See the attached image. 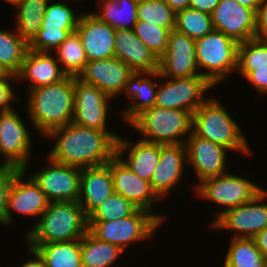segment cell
Returning a JSON list of instances; mask_svg holds the SVG:
<instances>
[{
    "instance_id": "obj_1",
    "label": "cell",
    "mask_w": 267,
    "mask_h": 267,
    "mask_svg": "<svg viewBox=\"0 0 267 267\" xmlns=\"http://www.w3.org/2000/svg\"><path fill=\"white\" fill-rule=\"evenodd\" d=\"M45 137L54 146L46 153L53 161L79 168L107 164L116 155V131H102L70 122Z\"/></svg>"
},
{
    "instance_id": "obj_2",
    "label": "cell",
    "mask_w": 267,
    "mask_h": 267,
    "mask_svg": "<svg viewBox=\"0 0 267 267\" xmlns=\"http://www.w3.org/2000/svg\"><path fill=\"white\" fill-rule=\"evenodd\" d=\"M29 124L44 138L51 130L72 122L74 116V76L27 91Z\"/></svg>"
},
{
    "instance_id": "obj_3",
    "label": "cell",
    "mask_w": 267,
    "mask_h": 267,
    "mask_svg": "<svg viewBox=\"0 0 267 267\" xmlns=\"http://www.w3.org/2000/svg\"><path fill=\"white\" fill-rule=\"evenodd\" d=\"M25 235V245L35 249L40 244L81 240L87 233V216L78 201L50 202Z\"/></svg>"
},
{
    "instance_id": "obj_4",
    "label": "cell",
    "mask_w": 267,
    "mask_h": 267,
    "mask_svg": "<svg viewBox=\"0 0 267 267\" xmlns=\"http://www.w3.org/2000/svg\"><path fill=\"white\" fill-rule=\"evenodd\" d=\"M227 109L219 97H209L193 113L192 132L230 151L250 156L251 144Z\"/></svg>"
},
{
    "instance_id": "obj_5",
    "label": "cell",
    "mask_w": 267,
    "mask_h": 267,
    "mask_svg": "<svg viewBox=\"0 0 267 267\" xmlns=\"http://www.w3.org/2000/svg\"><path fill=\"white\" fill-rule=\"evenodd\" d=\"M192 124V112L152 106L142 110L127 126L135 129L141 140L168 145L185 144Z\"/></svg>"
},
{
    "instance_id": "obj_6",
    "label": "cell",
    "mask_w": 267,
    "mask_h": 267,
    "mask_svg": "<svg viewBox=\"0 0 267 267\" xmlns=\"http://www.w3.org/2000/svg\"><path fill=\"white\" fill-rule=\"evenodd\" d=\"M238 45L237 41L218 30L196 39L195 53L200 75L215 87L232 77L231 74L237 70Z\"/></svg>"
},
{
    "instance_id": "obj_7",
    "label": "cell",
    "mask_w": 267,
    "mask_h": 267,
    "mask_svg": "<svg viewBox=\"0 0 267 267\" xmlns=\"http://www.w3.org/2000/svg\"><path fill=\"white\" fill-rule=\"evenodd\" d=\"M224 173L223 175L202 180L194 187V194L203 200L214 203L221 209L216 211L210 226L227 210L251 201L264 187L253 182L252 179L236 175V173ZM251 180V181H250Z\"/></svg>"
},
{
    "instance_id": "obj_8",
    "label": "cell",
    "mask_w": 267,
    "mask_h": 267,
    "mask_svg": "<svg viewBox=\"0 0 267 267\" xmlns=\"http://www.w3.org/2000/svg\"><path fill=\"white\" fill-rule=\"evenodd\" d=\"M88 230L98 239L128 252L138 241L154 238L162 223L149 211L138 209L133 215L107 222H87Z\"/></svg>"
},
{
    "instance_id": "obj_9",
    "label": "cell",
    "mask_w": 267,
    "mask_h": 267,
    "mask_svg": "<svg viewBox=\"0 0 267 267\" xmlns=\"http://www.w3.org/2000/svg\"><path fill=\"white\" fill-rule=\"evenodd\" d=\"M215 88L202 75L189 78H165L160 75L154 106L194 113L210 97L205 98V94L207 95L210 89L214 90Z\"/></svg>"
},
{
    "instance_id": "obj_10",
    "label": "cell",
    "mask_w": 267,
    "mask_h": 267,
    "mask_svg": "<svg viewBox=\"0 0 267 267\" xmlns=\"http://www.w3.org/2000/svg\"><path fill=\"white\" fill-rule=\"evenodd\" d=\"M16 111L0 112V158L6 165L28 172L33 142L21 113Z\"/></svg>"
},
{
    "instance_id": "obj_11",
    "label": "cell",
    "mask_w": 267,
    "mask_h": 267,
    "mask_svg": "<svg viewBox=\"0 0 267 267\" xmlns=\"http://www.w3.org/2000/svg\"><path fill=\"white\" fill-rule=\"evenodd\" d=\"M210 227L233 232L231 238H253L267 227V189L251 201L227 210Z\"/></svg>"
},
{
    "instance_id": "obj_12",
    "label": "cell",
    "mask_w": 267,
    "mask_h": 267,
    "mask_svg": "<svg viewBox=\"0 0 267 267\" xmlns=\"http://www.w3.org/2000/svg\"><path fill=\"white\" fill-rule=\"evenodd\" d=\"M81 11L77 12L64 0H50L46 8L41 29L29 49L41 52H53L77 28Z\"/></svg>"
},
{
    "instance_id": "obj_13",
    "label": "cell",
    "mask_w": 267,
    "mask_h": 267,
    "mask_svg": "<svg viewBox=\"0 0 267 267\" xmlns=\"http://www.w3.org/2000/svg\"><path fill=\"white\" fill-rule=\"evenodd\" d=\"M46 160L45 167L29 176L50 202L78 201L82 168L55 162L48 156Z\"/></svg>"
},
{
    "instance_id": "obj_14",
    "label": "cell",
    "mask_w": 267,
    "mask_h": 267,
    "mask_svg": "<svg viewBox=\"0 0 267 267\" xmlns=\"http://www.w3.org/2000/svg\"><path fill=\"white\" fill-rule=\"evenodd\" d=\"M74 116L72 122L82 127L93 128L102 131L109 130L108 119L111 114V102L109 95L93 85H88L74 76Z\"/></svg>"
},
{
    "instance_id": "obj_15",
    "label": "cell",
    "mask_w": 267,
    "mask_h": 267,
    "mask_svg": "<svg viewBox=\"0 0 267 267\" xmlns=\"http://www.w3.org/2000/svg\"><path fill=\"white\" fill-rule=\"evenodd\" d=\"M185 146L187 151V167L189 165V167H192L190 169L194 171L198 179L197 183L192 184V190L206 178L223 175L231 171L229 170L231 169L229 168V163L227 164L230 150L224 146L200 138L193 132L186 139Z\"/></svg>"
},
{
    "instance_id": "obj_16",
    "label": "cell",
    "mask_w": 267,
    "mask_h": 267,
    "mask_svg": "<svg viewBox=\"0 0 267 267\" xmlns=\"http://www.w3.org/2000/svg\"><path fill=\"white\" fill-rule=\"evenodd\" d=\"M110 171L115 193L128 199L139 209L149 211L162 224L166 222L167 215L157 213L154 208L155 202L162 200L152 190L150 181L134 174L117 155L110 160Z\"/></svg>"
},
{
    "instance_id": "obj_17",
    "label": "cell",
    "mask_w": 267,
    "mask_h": 267,
    "mask_svg": "<svg viewBox=\"0 0 267 267\" xmlns=\"http://www.w3.org/2000/svg\"><path fill=\"white\" fill-rule=\"evenodd\" d=\"M26 176L27 173L21 169L12 180L7 195L4 227L13 224L12 222L15 219L13 216L14 213L30 218H39L49 206L50 201L43 191L30 176L27 179Z\"/></svg>"
},
{
    "instance_id": "obj_18",
    "label": "cell",
    "mask_w": 267,
    "mask_h": 267,
    "mask_svg": "<svg viewBox=\"0 0 267 267\" xmlns=\"http://www.w3.org/2000/svg\"><path fill=\"white\" fill-rule=\"evenodd\" d=\"M133 70L122 60L111 57L88 61L77 79L85 84L93 85L116 100L122 96Z\"/></svg>"
},
{
    "instance_id": "obj_19",
    "label": "cell",
    "mask_w": 267,
    "mask_h": 267,
    "mask_svg": "<svg viewBox=\"0 0 267 267\" xmlns=\"http://www.w3.org/2000/svg\"><path fill=\"white\" fill-rule=\"evenodd\" d=\"M159 72L165 78H189L200 75L195 40L173 29L165 53L159 58Z\"/></svg>"
},
{
    "instance_id": "obj_20",
    "label": "cell",
    "mask_w": 267,
    "mask_h": 267,
    "mask_svg": "<svg viewBox=\"0 0 267 267\" xmlns=\"http://www.w3.org/2000/svg\"><path fill=\"white\" fill-rule=\"evenodd\" d=\"M211 18L214 30L226 34L238 43L255 38L256 11L235 0H219Z\"/></svg>"
},
{
    "instance_id": "obj_21",
    "label": "cell",
    "mask_w": 267,
    "mask_h": 267,
    "mask_svg": "<svg viewBox=\"0 0 267 267\" xmlns=\"http://www.w3.org/2000/svg\"><path fill=\"white\" fill-rule=\"evenodd\" d=\"M185 144L161 145L157 167L151 176L150 184L155 194L162 200L183 183L187 169ZM178 185V186H177ZM174 188V189H173Z\"/></svg>"
},
{
    "instance_id": "obj_22",
    "label": "cell",
    "mask_w": 267,
    "mask_h": 267,
    "mask_svg": "<svg viewBox=\"0 0 267 267\" xmlns=\"http://www.w3.org/2000/svg\"><path fill=\"white\" fill-rule=\"evenodd\" d=\"M81 40L88 61L115 56V32L91 11H83L75 31Z\"/></svg>"
},
{
    "instance_id": "obj_23",
    "label": "cell",
    "mask_w": 267,
    "mask_h": 267,
    "mask_svg": "<svg viewBox=\"0 0 267 267\" xmlns=\"http://www.w3.org/2000/svg\"><path fill=\"white\" fill-rule=\"evenodd\" d=\"M16 76L17 84L28 81L29 90L60 82L67 74L62 70L53 52L28 49L21 70Z\"/></svg>"
},
{
    "instance_id": "obj_24",
    "label": "cell",
    "mask_w": 267,
    "mask_h": 267,
    "mask_svg": "<svg viewBox=\"0 0 267 267\" xmlns=\"http://www.w3.org/2000/svg\"><path fill=\"white\" fill-rule=\"evenodd\" d=\"M119 137L116 155L141 179L150 181L161 154V145L144 140Z\"/></svg>"
},
{
    "instance_id": "obj_25",
    "label": "cell",
    "mask_w": 267,
    "mask_h": 267,
    "mask_svg": "<svg viewBox=\"0 0 267 267\" xmlns=\"http://www.w3.org/2000/svg\"><path fill=\"white\" fill-rule=\"evenodd\" d=\"M113 193L110 161L104 165L82 168L78 202L86 216Z\"/></svg>"
},
{
    "instance_id": "obj_26",
    "label": "cell",
    "mask_w": 267,
    "mask_h": 267,
    "mask_svg": "<svg viewBox=\"0 0 267 267\" xmlns=\"http://www.w3.org/2000/svg\"><path fill=\"white\" fill-rule=\"evenodd\" d=\"M159 76V71L152 73L133 72L122 93L127 99H130L129 101H132L128 107L126 105L120 109L121 112L118 114L122 121L128 124L142 110L155 105Z\"/></svg>"
},
{
    "instance_id": "obj_27",
    "label": "cell",
    "mask_w": 267,
    "mask_h": 267,
    "mask_svg": "<svg viewBox=\"0 0 267 267\" xmlns=\"http://www.w3.org/2000/svg\"><path fill=\"white\" fill-rule=\"evenodd\" d=\"M115 56L134 72L159 71V59L136 36L134 30L119 29L115 32Z\"/></svg>"
},
{
    "instance_id": "obj_28",
    "label": "cell",
    "mask_w": 267,
    "mask_h": 267,
    "mask_svg": "<svg viewBox=\"0 0 267 267\" xmlns=\"http://www.w3.org/2000/svg\"><path fill=\"white\" fill-rule=\"evenodd\" d=\"M49 2L50 0H19L12 5L17 13L13 19L14 31L28 44L38 35Z\"/></svg>"
},
{
    "instance_id": "obj_29",
    "label": "cell",
    "mask_w": 267,
    "mask_h": 267,
    "mask_svg": "<svg viewBox=\"0 0 267 267\" xmlns=\"http://www.w3.org/2000/svg\"><path fill=\"white\" fill-rule=\"evenodd\" d=\"M99 1V2H98ZM92 13L115 30H134L137 23L138 0H96Z\"/></svg>"
},
{
    "instance_id": "obj_30",
    "label": "cell",
    "mask_w": 267,
    "mask_h": 267,
    "mask_svg": "<svg viewBox=\"0 0 267 267\" xmlns=\"http://www.w3.org/2000/svg\"><path fill=\"white\" fill-rule=\"evenodd\" d=\"M124 253L120 247L101 241L89 230L81 238L82 267H114Z\"/></svg>"
},
{
    "instance_id": "obj_31",
    "label": "cell",
    "mask_w": 267,
    "mask_h": 267,
    "mask_svg": "<svg viewBox=\"0 0 267 267\" xmlns=\"http://www.w3.org/2000/svg\"><path fill=\"white\" fill-rule=\"evenodd\" d=\"M35 250L45 267H82L81 240L40 244Z\"/></svg>"
},
{
    "instance_id": "obj_32",
    "label": "cell",
    "mask_w": 267,
    "mask_h": 267,
    "mask_svg": "<svg viewBox=\"0 0 267 267\" xmlns=\"http://www.w3.org/2000/svg\"><path fill=\"white\" fill-rule=\"evenodd\" d=\"M223 267H267V259L253 238H230Z\"/></svg>"
},
{
    "instance_id": "obj_33",
    "label": "cell",
    "mask_w": 267,
    "mask_h": 267,
    "mask_svg": "<svg viewBox=\"0 0 267 267\" xmlns=\"http://www.w3.org/2000/svg\"><path fill=\"white\" fill-rule=\"evenodd\" d=\"M29 44L15 31L0 28V64L17 75L22 67Z\"/></svg>"
},
{
    "instance_id": "obj_34",
    "label": "cell",
    "mask_w": 267,
    "mask_h": 267,
    "mask_svg": "<svg viewBox=\"0 0 267 267\" xmlns=\"http://www.w3.org/2000/svg\"><path fill=\"white\" fill-rule=\"evenodd\" d=\"M62 70L68 76H78L88 62L79 35L74 32L54 51Z\"/></svg>"
},
{
    "instance_id": "obj_35",
    "label": "cell",
    "mask_w": 267,
    "mask_h": 267,
    "mask_svg": "<svg viewBox=\"0 0 267 267\" xmlns=\"http://www.w3.org/2000/svg\"><path fill=\"white\" fill-rule=\"evenodd\" d=\"M174 29L191 39H199L214 30L211 14L192 8L175 13Z\"/></svg>"
},
{
    "instance_id": "obj_36",
    "label": "cell",
    "mask_w": 267,
    "mask_h": 267,
    "mask_svg": "<svg viewBox=\"0 0 267 267\" xmlns=\"http://www.w3.org/2000/svg\"><path fill=\"white\" fill-rule=\"evenodd\" d=\"M267 67V40L252 38L238 45L236 73L243 78L252 70Z\"/></svg>"
},
{
    "instance_id": "obj_37",
    "label": "cell",
    "mask_w": 267,
    "mask_h": 267,
    "mask_svg": "<svg viewBox=\"0 0 267 267\" xmlns=\"http://www.w3.org/2000/svg\"><path fill=\"white\" fill-rule=\"evenodd\" d=\"M138 209L131 201L114 192L87 216V222L121 219L133 215Z\"/></svg>"
},
{
    "instance_id": "obj_38",
    "label": "cell",
    "mask_w": 267,
    "mask_h": 267,
    "mask_svg": "<svg viewBox=\"0 0 267 267\" xmlns=\"http://www.w3.org/2000/svg\"><path fill=\"white\" fill-rule=\"evenodd\" d=\"M137 20L171 31L175 26V12L164 0H138Z\"/></svg>"
},
{
    "instance_id": "obj_39",
    "label": "cell",
    "mask_w": 267,
    "mask_h": 267,
    "mask_svg": "<svg viewBox=\"0 0 267 267\" xmlns=\"http://www.w3.org/2000/svg\"><path fill=\"white\" fill-rule=\"evenodd\" d=\"M134 32L158 59L165 53L170 33L168 29L158 27L146 21H137Z\"/></svg>"
},
{
    "instance_id": "obj_40",
    "label": "cell",
    "mask_w": 267,
    "mask_h": 267,
    "mask_svg": "<svg viewBox=\"0 0 267 267\" xmlns=\"http://www.w3.org/2000/svg\"><path fill=\"white\" fill-rule=\"evenodd\" d=\"M11 81H15L14 83L16 84L17 76L12 73H8L5 76H0V112H6L14 109L13 103L19 100L14 89L15 84L13 82L11 83Z\"/></svg>"
},
{
    "instance_id": "obj_41",
    "label": "cell",
    "mask_w": 267,
    "mask_h": 267,
    "mask_svg": "<svg viewBox=\"0 0 267 267\" xmlns=\"http://www.w3.org/2000/svg\"><path fill=\"white\" fill-rule=\"evenodd\" d=\"M21 169L6 165L0 168V226L4 225V213L7 205V195L12 180Z\"/></svg>"
},
{
    "instance_id": "obj_42",
    "label": "cell",
    "mask_w": 267,
    "mask_h": 267,
    "mask_svg": "<svg viewBox=\"0 0 267 267\" xmlns=\"http://www.w3.org/2000/svg\"><path fill=\"white\" fill-rule=\"evenodd\" d=\"M244 79L251 84L256 93L267 95V67L250 71Z\"/></svg>"
},
{
    "instance_id": "obj_43",
    "label": "cell",
    "mask_w": 267,
    "mask_h": 267,
    "mask_svg": "<svg viewBox=\"0 0 267 267\" xmlns=\"http://www.w3.org/2000/svg\"><path fill=\"white\" fill-rule=\"evenodd\" d=\"M255 38L267 40V0H262L256 11Z\"/></svg>"
},
{
    "instance_id": "obj_44",
    "label": "cell",
    "mask_w": 267,
    "mask_h": 267,
    "mask_svg": "<svg viewBox=\"0 0 267 267\" xmlns=\"http://www.w3.org/2000/svg\"><path fill=\"white\" fill-rule=\"evenodd\" d=\"M218 4L219 0H190L189 8L211 14Z\"/></svg>"
},
{
    "instance_id": "obj_45",
    "label": "cell",
    "mask_w": 267,
    "mask_h": 267,
    "mask_svg": "<svg viewBox=\"0 0 267 267\" xmlns=\"http://www.w3.org/2000/svg\"><path fill=\"white\" fill-rule=\"evenodd\" d=\"M24 247L27 248V252L28 254H30L31 257L27 259V261L25 260L24 263L22 262L20 266L17 265V267H45V263L42 257L37 253L35 249L25 246V244Z\"/></svg>"
},
{
    "instance_id": "obj_46",
    "label": "cell",
    "mask_w": 267,
    "mask_h": 267,
    "mask_svg": "<svg viewBox=\"0 0 267 267\" xmlns=\"http://www.w3.org/2000/svg\"><path fill=\"white\" fill-rule=\"evenodd\" d=\"M258 249L267 259V227L253 237Z\"/></svg>"
},
{
    "instance_id": "obj_47",
    "label": "cell",
    "mask_w": 267,
    "mask_h": 267,
    "mask_svg": "<svg viewBox=\"0 0 267 267\" xmlns=\"http://www.w3.org/2000/svg\"><path fill=\"white\" fill-rule=\"evenodd\" d=\"M172 10L177 13L178 11L189 8L190 0H164Z\"/></svg>"
},
{
    "instance_id": "obj_48",
    "label": "cell",
    "mask_w": 267,
    "mask_h": 267,
    "mask_svg": "<svg viewBox=\"0 0 267 267\" xmlns=\"http://www.w3.org/2000/svg\"><path fill=\"white\" fill-rule=\"evenodd\" d=\"M235 1L242 6L257 11L262 0H235Z\"/></svg>"
},
{
    "instance_id": "obj_49",
    "label": "cell",
    "mask_w": 267,
    "mask_h": 267,
    "mask_svg": "<svg viewBox=\"0 0 267 267\" xmlns=\"http://www.w3.org/2000/svg\"><path fill=\"white\" fill-rule=\"evenodd\" d=\"M8 72L2 67V65L0 64V76H5L7 75Z\"/></svg>"
},
{
    "instance_id": "obj_50",
    "label": "cell",
    "mask_w": 267,
    "mask_h": 267,
    "mask_svg": "<svg viewBox=\"0 0 267 267\" xmlns=\"http://www.w3.org/2000/svg\"><path fill=\"white\" fill-rule=\"evenodd\" d=\"M17 1H19V0H3V2H7L9 5H11V7H12V5L15 4Z\"/></svg>"
},
{
    "instance_id": "obj_51",
    "label": "cell",
    "mask_w": 267,
    "mask_h": 267,
    "mask_svg": "<svg viewBox=\"0 0 267 267\" xmlns=\"http://www.w3.org/2000/svg\"><path fill=\"white\" fill-rule=\"evenodd\" d=\"M0 162H1L0 163V168L6 166V164L3 162V160H1V158H0Z\"/></svg>"
}]
</instances>
